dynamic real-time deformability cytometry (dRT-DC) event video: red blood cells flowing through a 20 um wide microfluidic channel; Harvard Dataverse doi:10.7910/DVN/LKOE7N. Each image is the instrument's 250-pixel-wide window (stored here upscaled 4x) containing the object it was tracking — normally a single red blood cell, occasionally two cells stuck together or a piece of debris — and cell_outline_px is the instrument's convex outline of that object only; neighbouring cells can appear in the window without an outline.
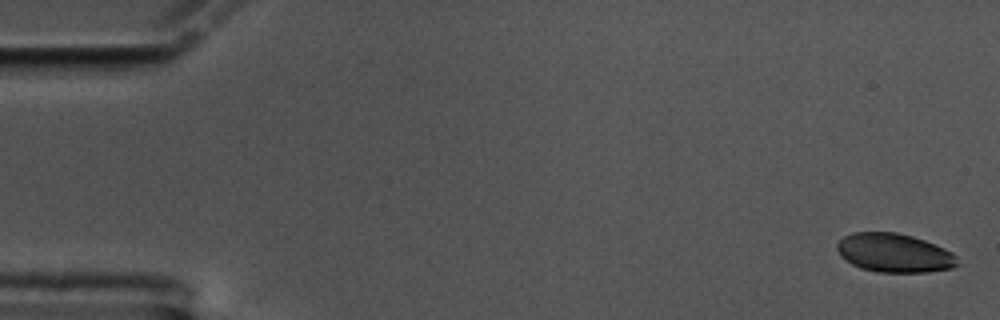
{"species": "common noctule bat (a hibernating species)", "species_latin": "Nyctalus noctula", "temperature_condition": "cold", "stored_images_in_passage": 58, "camera_frame_rate_fps": 3000, "um_per_image_px": 0.085, "animal": {"sex": "male", "body_mass_g": 17.5, "forearm_length_mm": 52.3}, "frame": {"image": 1, "passage_image": 1, "time_ms": 0.0, "image_size_px": [1000, 320], "cell_outline_px": [[960, 264], [952, 268], [924, 272], [876, 272], [860, 268], [852, 264], [836, 248], [836, 244], [844, 236], [852, 232], [896, 232], [912, 236], [924, 240], [944, 248], [952, 252], [956, 256]], "centroid_in_image_um": [76.03, 21.49], "position_along_channel_um": 9.0, "area_um2": 27.11}}
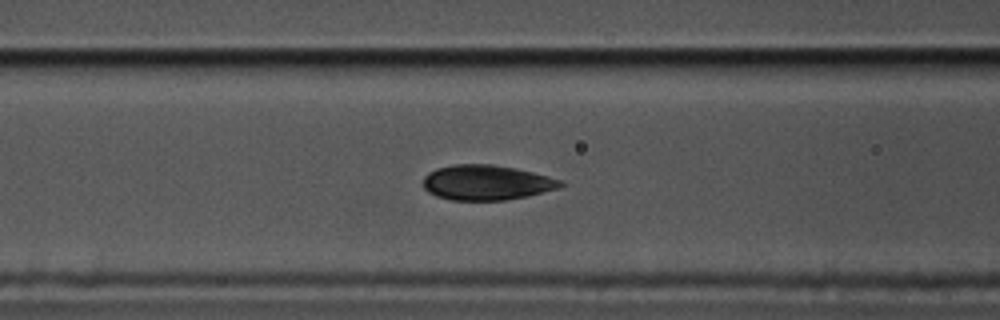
{"frame": {"image": 2, "passage_image": 23, "time_ms": 7.333, "image_size_px": [1000, 320], "cell_outline_px": [[568, 184], [560, 188], [528, 196], [504, 200], [452, 200], [436, 196], [428, 192], [424, 188], [424, 176], [428, 172], [436, 168], [456, 164], [492, 164], [532, 172], [548, 176], [560, 180]], "centroid_in_image_um": [41.36, 15.52], "position_along_channel_um": 125.2, "area_um2": 28.09}}
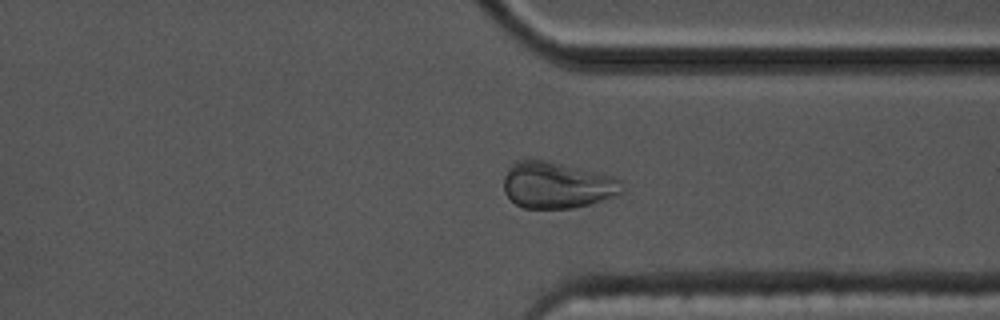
{"frame": {"image": 3, "passage_image": 44, "time_ms": 14.333, "image_size_px": [1000, 320], "cell_outline_px": [[624, 192], [620, 196], [572, 208], [524, 208], [516, 204], [504, 192], [504, 176], [508, 168], [516, 160], [528, 156], [548, 160], [616, 176], [620, 180], [624, 188]], "centroid_in_image_um": [47.37, 15.7], "position_along_channel_um": 364.0, "area_um2": 32.89}, "authors_computed_cell_mechanics": {"area_um2": 27.5995, "velocity_mm_per_s": 3.4191, "shape_relaxation_time_tau1_ms": 3.4253, "shape_relaxation_time_tau2_ms": 0.9254, "deformation_change_tau1": 0.1112, "deformation_change_tau2": 0.039}}